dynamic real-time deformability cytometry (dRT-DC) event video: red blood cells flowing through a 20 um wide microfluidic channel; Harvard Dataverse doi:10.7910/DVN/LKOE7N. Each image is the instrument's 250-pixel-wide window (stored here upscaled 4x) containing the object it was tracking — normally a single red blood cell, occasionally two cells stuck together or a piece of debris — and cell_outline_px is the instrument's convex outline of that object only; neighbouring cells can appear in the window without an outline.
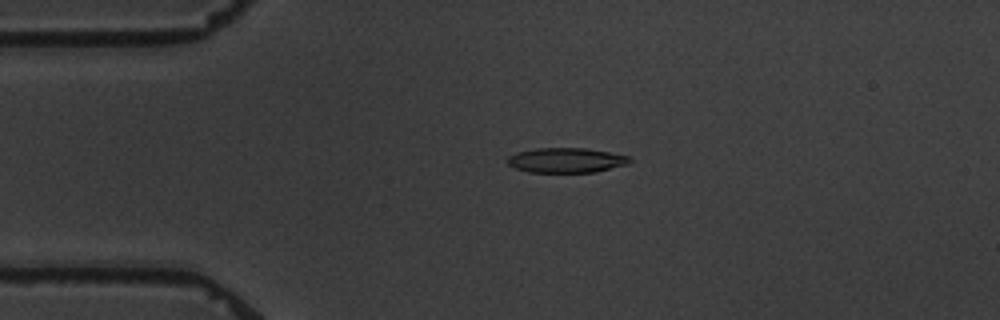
{"species": "common noctule bat (a hibernating species)", "species_latin": "Nyctalus noctula", "temperature_condition": "warm", "stored_images_in_passage": 2, "camera_frame_rate_fps": 3000, "um_per_image_px": 0.085, "animal": {"sex": "male", "body_mass_g": 19.5, "forearm_length_mm": 54.6}, "frame": {"image": 1, "passage_image": 1, "time_ms": 0.0, "image_size_px": [1000, 320], "cell_outline_px": [[632, 160], [628, 164], [596, 172], [528, 172], [516, 168], [508, 164], [504, 160], [508, 156], [516, 152], [536, 148], [584, 148], [632, 156]], "centroid_in_image_um": [48.12, 13.62], "position_along_channel_um": 36.9, "area_um2": 17.86}}